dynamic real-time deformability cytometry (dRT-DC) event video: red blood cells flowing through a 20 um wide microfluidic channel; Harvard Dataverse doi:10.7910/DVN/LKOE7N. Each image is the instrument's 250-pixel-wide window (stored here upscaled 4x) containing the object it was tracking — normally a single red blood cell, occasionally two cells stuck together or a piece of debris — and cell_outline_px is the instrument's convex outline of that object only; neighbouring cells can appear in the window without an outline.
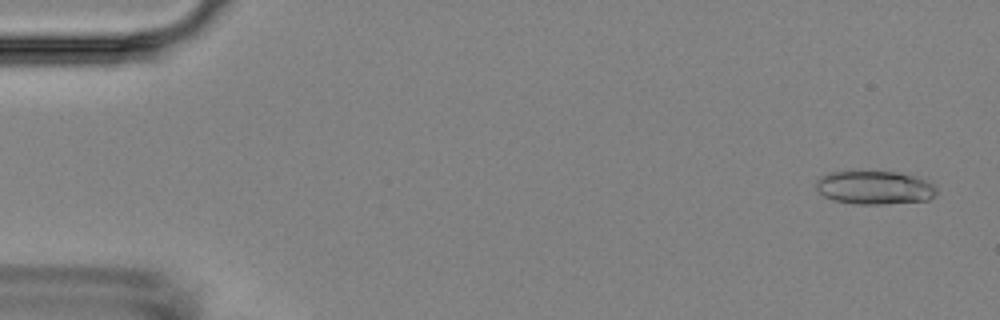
{"species": "Egyptian fruit bat (a non-hibernating species)", "species_latin": "Rousettus aegyptiacus", "temperature_condition": "room temperature", "stored_images_in_passage": 5, "camera_frame_rate_fps": 3000, "um_per_image_px": 0.085, "animal": {"sex": "female"}, "frame": {"image": 1, "passage_image": 1, "time_ms": 0.0, "image_size_px": [1000, 320], "cell_outline_px": [[936, 192], [928, 200], [880, 204], [856, 204], [832, 200], [824, 196], [816, 188], [816, 180], [820, 176], [828, 172], [848, 168], [896, 172], [920, 176], [936, 184]], "centroid_in_image_um": [74.3, 15.88], "position_along_channel_um": 10.7, "area_um2": 24.62}}